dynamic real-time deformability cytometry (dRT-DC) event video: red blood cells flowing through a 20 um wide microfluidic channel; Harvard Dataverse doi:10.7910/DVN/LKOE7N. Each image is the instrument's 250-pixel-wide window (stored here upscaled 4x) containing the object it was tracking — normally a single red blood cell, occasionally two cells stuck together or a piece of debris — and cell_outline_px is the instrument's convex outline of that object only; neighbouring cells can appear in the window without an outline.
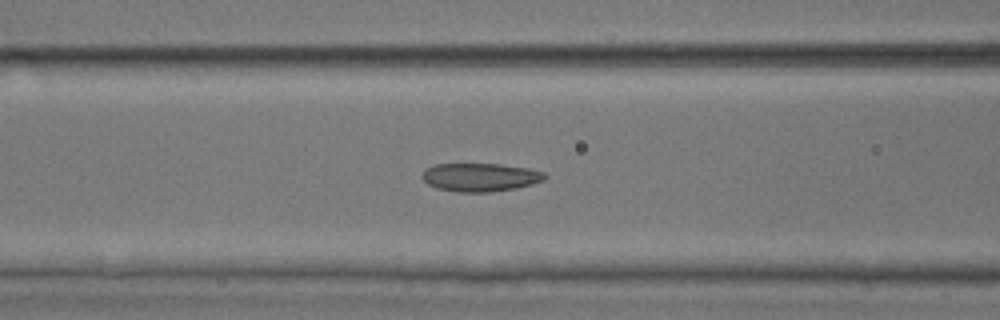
{"species": "common noctule bat (a hibernating species)", "species_latin": "Nyctalus noctula", "temperature_condition": "room temperature", "stored_images_in_passage": 25, "camera_frame_rate_fps": 3000, "um_per_image_px": 0.085, "animal": {"sex": "male", "body_mass_g": 17.9, "forearm_length_mm": 54.2}, "frame": {"image": 1, "passage_image": 22, "time_ms": 7.0, "image_size_px": [1000, 320], "cell_outline_px": [[548, 176], [544, 180], [532, 184], [516, 188], [492, 192], [456, 192], [436, 188], [428, 184], [420, 176], [424, 168], [436, 164], [500, 164], [528, 168], [544, 172]], "centroid_in_image_um": [40.8, 15.07], "position_along_channel_um": 125.8, "area_um2": 20.46}}